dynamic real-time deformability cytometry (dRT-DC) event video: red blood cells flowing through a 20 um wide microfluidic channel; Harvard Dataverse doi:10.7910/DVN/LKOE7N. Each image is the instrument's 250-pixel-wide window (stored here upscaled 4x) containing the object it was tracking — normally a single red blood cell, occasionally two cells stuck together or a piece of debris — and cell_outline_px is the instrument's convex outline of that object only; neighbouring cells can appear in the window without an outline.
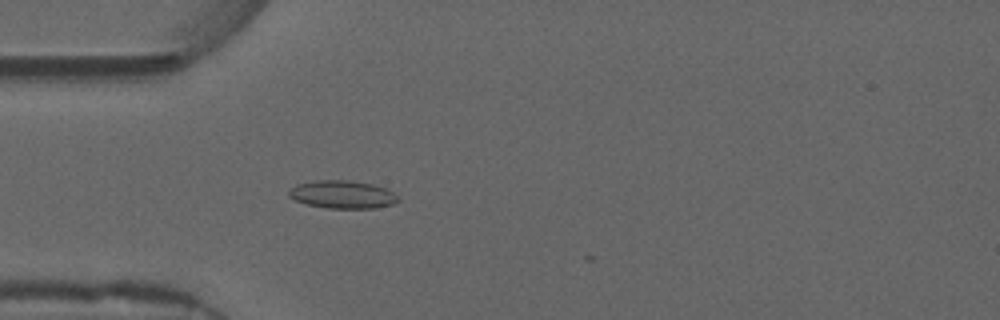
{"species": "common noctule bat (a hibernating species)", "species_latin": "Nyctalus noctula", "temperature_condition": "warm", "stored_images_in_passage": 13, "camera_frame_rate_fps": 3000, "um_per_image_px": 0.085, "animal": {"sex": "male", "forearm_length_mm": 52.5}, "frame": {"image": 1, "passage_image": 5, "time_ms": 1.333, "image_size_px": [1000, 320], "cell_outline_px": [[400, 200], [396, 204], [376, 208], [328, 208], [304, 204], [288, 196], [288, 188], [296, 184], [316, 180], [348, 180], [372, 184], [384, 188], [392, 192]], "centroid_in_image_um": [29.08, 16.53], "position_along_channel_um": 55.9, "area_um2": 17.92}}
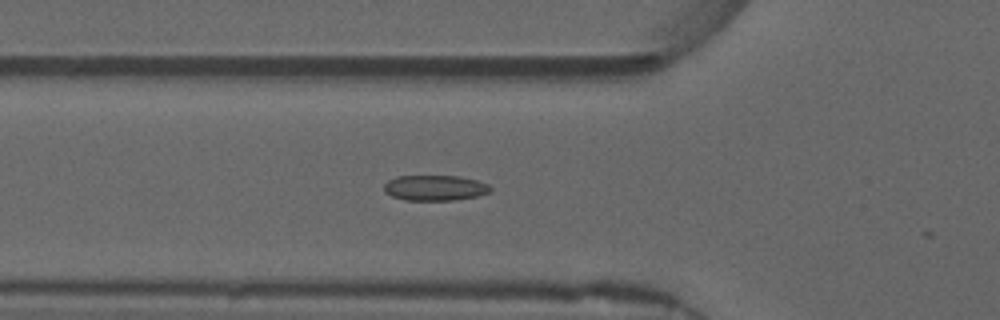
{"frame": {"image": 2, "passage_image": 8, "time_ms": 2.333, "image_size_px": [1000, 320], "cell_outline_px": [[492, 188], [488, 192], [476, 196], [452, 200], [404, 200], [392, 196], [384, 192], [384, 184], [388, 180], [396, 176], [460, 176], [476, 180], [488, 184]], "centroid_in_image_um": [36.93, 15.96], "position_along_channel_um": 88.9, "area_um2": 15.72}}
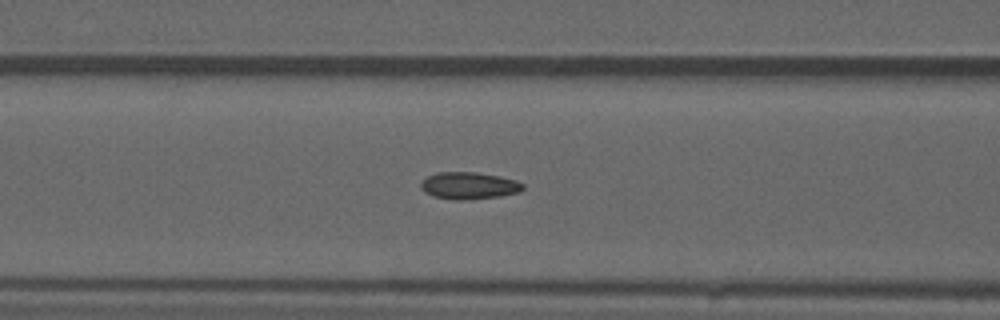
{"frame": {"image": 3, "passage_image": 11, "time_ms": 3.333, "image_size_px": [1000, 320], "cell_outline_px": [[524, 188], [520, 192], [500, 196], [464, 200], [456, 200], [432, 196], [424, 192], [420, 188], [420, 184], [428, 176], [436, 172], [476, 172], [500, 176], [516, 180], [524, 184]], "centroid_in_image_um": [39.86, 15.78], "position_along_channel_um": 126.7, "area_um2": 16.18}}